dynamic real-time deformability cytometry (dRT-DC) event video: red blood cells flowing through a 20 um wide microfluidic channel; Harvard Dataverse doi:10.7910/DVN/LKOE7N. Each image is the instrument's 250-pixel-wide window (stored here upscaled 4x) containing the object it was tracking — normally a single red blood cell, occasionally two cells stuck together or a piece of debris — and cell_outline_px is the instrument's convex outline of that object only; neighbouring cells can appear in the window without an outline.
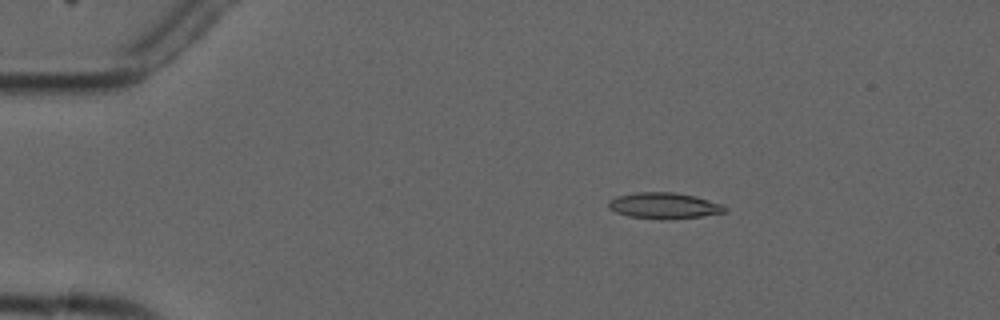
{"species": "common noctule bat (a hibernating species)", "species_latin": "Nyctalus noctula", "temperature_condition": "cold", "stored_images_in_passage": 3, "camera_frame_rate_fps": 3000, "um_per_image_px": 0.085, "animal": {"sex": "male", "forearm_length_mm": 52.5}, "frame": {"image": 1, "passage_image": 1, "time_ms": 0.0, "image_size_px": [1000, 320], "cell_outline_px": [[728, 212], [700, 216], [660, 220], [628, 216], [616, 212], [608, 208], [608, 200], [616, 196], [636, 192], [672, 192], [696, 196], [724, 204], [728, 208]], "centroid_in_image_um": [56.46, 17.48], "position_along_channel_um": 28.5, "area_um2": 17.92}}